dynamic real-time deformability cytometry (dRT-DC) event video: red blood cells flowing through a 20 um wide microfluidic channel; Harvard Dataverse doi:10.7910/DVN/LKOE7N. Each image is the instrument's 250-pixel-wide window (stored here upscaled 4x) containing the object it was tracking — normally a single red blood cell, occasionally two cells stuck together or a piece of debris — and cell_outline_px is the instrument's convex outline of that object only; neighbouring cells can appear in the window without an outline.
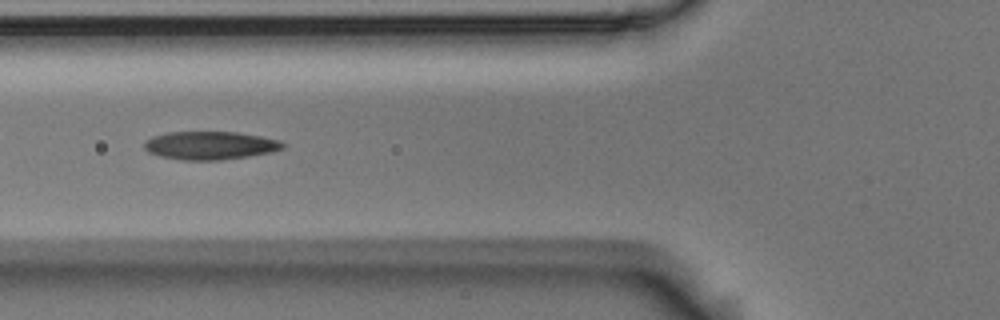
{"species": "Egyptian fruit bat (a non-hibernating species)", "species_latin": "Rousettus aegyptiacus", "temperature_condition": "room temperature", "stored_images_in_passage": 11, "camera_frame_rate_fps": 3000, "um_per_image_px": 0.085, "animal": {"sex": "male"}, "frame": {"image": 1, "passage_image": 5, "time_ms": 1.333, "image_size_px": [1000, 320], "cell_outline_px": [[284, 148], [272, 152], [248, 156], [220, 160], [180, 160], [160, 156], [148, 152], [144, 148], [144, 140], [152, 136], [168, 132], [236, 132], [260, 136], [280, 140], [284, 144]], "centroid_in_image_um": [17.83, 12.36], "position_along_channel_um": 108.0, "area_um2": 22.83}}
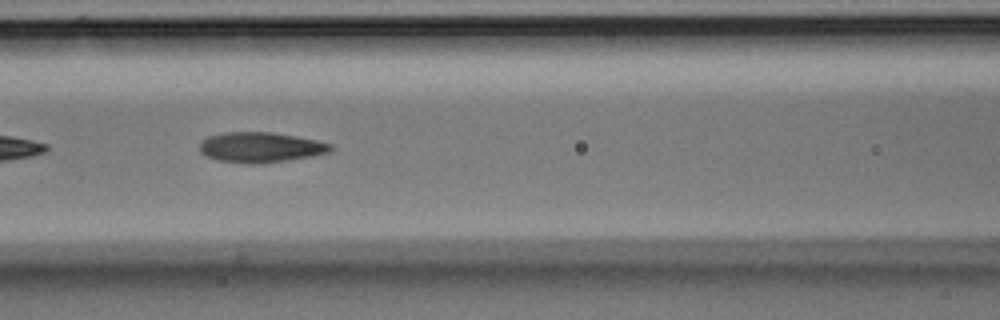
{"frame": {"image": 2, "passage_image": 8, "time_ms": 2.333, "image_size_px": [1000, 320], "cell_outline_px": [[332, 148], [328, 152], [312, 156], [288, 160], [256, 164], [248, 164], [216, 160], [200, 152], [200, 144], [208, 136], [224, 132], [272, 132], [296, 136], [316, 140], [332, 144]], "centroid_in_image_um": [22.14, 12.52], "position_along_channel_um": 144.5, "area_um2": 23.0}}